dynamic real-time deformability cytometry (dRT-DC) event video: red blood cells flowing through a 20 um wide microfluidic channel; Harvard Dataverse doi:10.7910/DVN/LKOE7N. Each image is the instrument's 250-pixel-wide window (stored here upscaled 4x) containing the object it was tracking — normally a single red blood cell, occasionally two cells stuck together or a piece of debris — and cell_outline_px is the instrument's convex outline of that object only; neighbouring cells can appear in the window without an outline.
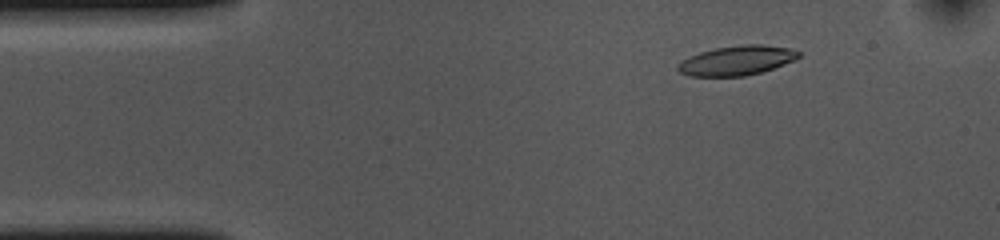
{"species": "common noctule bat (a hibernating species)", "species_latin": "Nyctalus noctula", "temperature_condition": "cold", "stored_images_in_passage": 54, "camera_frame_rate_fps": 3000, "um_per_image_px": 0.085, "animal": {"sex": "female", "body_mass_g": 10.0, "forearm_length_mm": 53.1}, "frame": {"image": 1, "passage_image": 7, "time_ms": 2.0, "image_size_px": [1000, 240], "cell_outline_px": [[800, 56], [796, 60], [760, 72], [744, 76], [688, 76], [680, 72], [676, 68], [676, 64], [688, 56], [700, 52], [716, 48], [740, 44], [760, 44], [792, 48], [800, 52]], "centroid_in_image_um": [62.61, 5.13], "position_along_channel_um": 22.4, "area_um2": 20.92}}
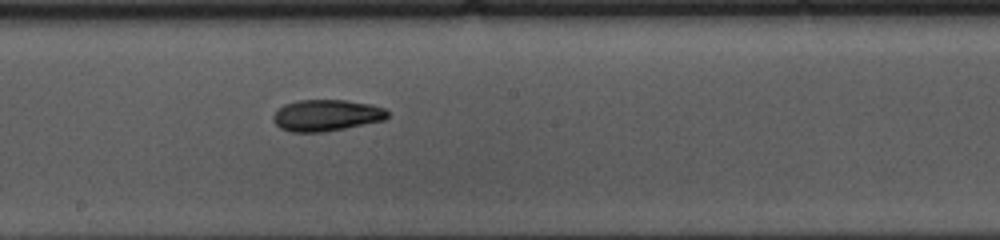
{"frame": {"image": 2, "passage_image": 28, "time_ms": 9.0, "image_size_px": [1000, 240], "cell_outline_px": [[388, 116], [384, 120], [324, 132], [292, 132], [280, 128], [272, 120], [272, 116], [284, 104], [296, 100], [348, 100], [372, 104], [384, 108], [388, 112]], "centroid_in_image_um": [27.73, 9.79], "position_along_channel_um": 220.5, "area_um2": 20.98}}
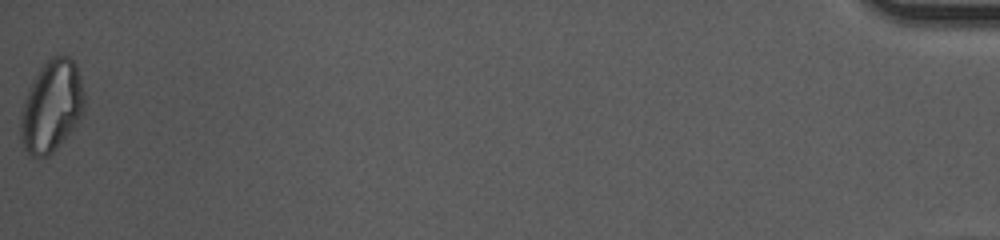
{"frame": {"image": 3, "passage_image": 54, "time_ms": 17.667, "image_size_px": [1000, 240], "cell_outline_px": [[84, 112], [80, 120], [56, 148], [48, 156], [32, 156], [24, 148], [20, 136], [20, 112], [24, 100], [32, 80], [40, 68], [52, 56], [68, 56], [76, 64], [80, 76], [84, 92]], "centroid_in_image_um": [4.38, 9.03], "position_along_channel_um": 430.8, "area_um2": 33.99}, "authors_computed_cell_mechanics": {"area_um2": 21.0103, "velocity_mm_per_s": 3.6439, "shape_relaxation_time_tau1_ms": 7.7962, "shape_relaxation_time_tau2_ms": 5.7993, "deformation_change_tau1": 0.1971, "deformation_change_tau2": 0.1253}}